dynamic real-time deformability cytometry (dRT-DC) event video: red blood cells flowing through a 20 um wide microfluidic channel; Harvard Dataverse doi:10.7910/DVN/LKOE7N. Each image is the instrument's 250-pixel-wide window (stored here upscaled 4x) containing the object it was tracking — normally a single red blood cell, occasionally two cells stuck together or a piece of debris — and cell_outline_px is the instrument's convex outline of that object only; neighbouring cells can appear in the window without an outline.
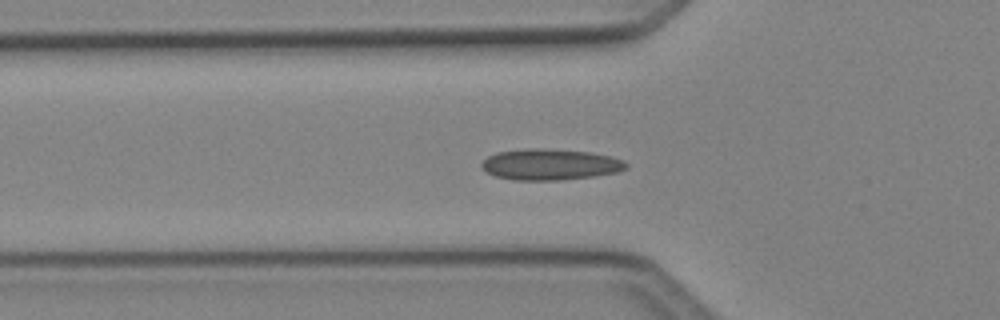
{"species": "Egyptian fruit bat (a non-hibernating species)", "species_latin": "Rousettus aegyptiacus", "temperature_condition": "cold", "stored_images_in_passage": 40, "camera_frame_rate_fps": 3000, "um_per_image_px": 0.085, "animal": {"sex": "female"}, "frame": {"image": 1, "passage_image": 12, "time_ms": 3.667, "image_size_px": [1000, 320], "cell_outline_px": [[628, 168], [616, 172], [592, 176], [560, 180], [512, 180], [496, 176], [480, 168], [480, 164], [488, 156], [496, 152], [524, 148], [548, 148], [592, 152], [624, 160], [628, 164]], "centroid_in_image_um": [46.74, 13.97], "position_along_channel_um": 79.1, "area_um2": 26.36}}
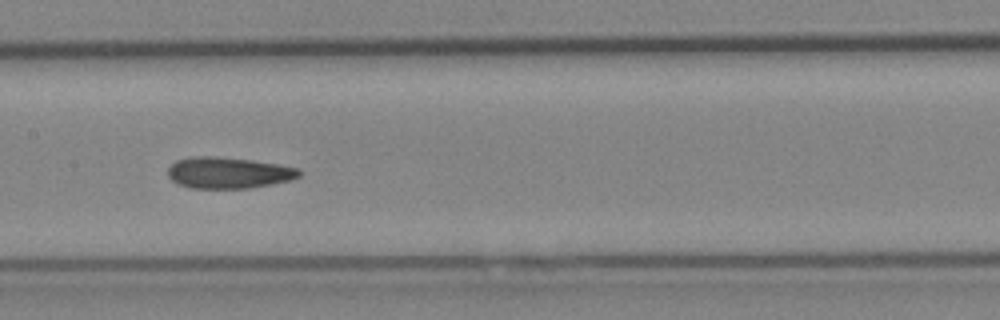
{"frame": {"image": 2, "passage_image": 20, "time_ms": 6.333, "image_size_px": [1000, 320], "cell_outline_px": [[300, 176], [292, 180], [272, 184], [248, 188], [188, 188], [172, 180], [168, 176], [168, 168], [176, 160], [192, 156], [216, 156], [252, 160], [280, 164], [300, 168]], "centroid_in_image_um": [19.44, 14.68], "position_along_channel_um": 188.0, "area_um2": 24.1}}
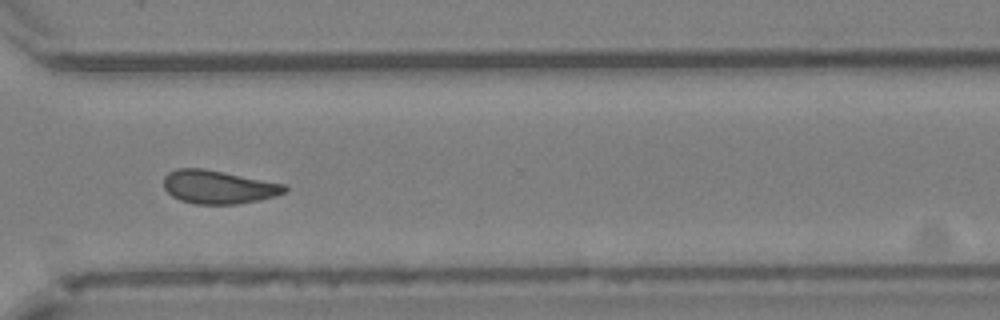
{"frame": {"image": 3, "passage_image": 32, "time_ms": 10.333, "image_size_px": [1000, 320], "cell_outline_px": [[288, 188], [284, 192], [260, 200], [236, 204], [196, 204], [180, 200], [172, 196], [164, 188], [164, 176], [168, 172], [176, 168], [204, 168], [284, 184]], "centroid_in_image_um": [18.51, 15.89], "position_along_channel_um": 352.1, "area_um2": 23.41}, "authors_computed_cell_mechanics": {"area_um2": 23.7847, "velocity_mm_per_s": 4.0827, "shape_relaxation_time_tau1_ms": null, "shape_relaxation_time_tau2_ms": 2.7885, "deformation_change_tau1": null, "deformation_change_tau2": 0.0637}}